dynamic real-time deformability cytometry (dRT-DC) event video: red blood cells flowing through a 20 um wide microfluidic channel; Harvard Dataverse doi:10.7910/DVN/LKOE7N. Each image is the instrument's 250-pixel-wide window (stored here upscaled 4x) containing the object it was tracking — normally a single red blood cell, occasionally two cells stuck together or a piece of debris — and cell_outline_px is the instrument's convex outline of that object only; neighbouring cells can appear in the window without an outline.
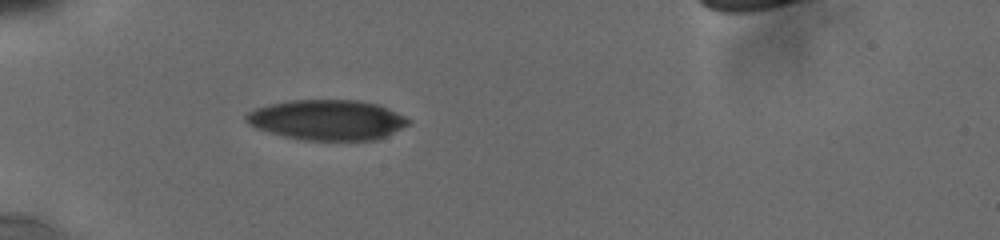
{"species": "human", "species_latin": "Homo sapiens", "temperature_condition": "cold", "stored_images_in_passage": 12, "camera_frame_rate_fps": 3000, "um_per_image_px": 0.085, "donor": {"sex": "male"}, "frame": {"image": 1, "passage_image": 1, "time_ms": 0.0, "image_size_px": [1000, 240], "cell_outline_px": [[412, 120], [408, 124], [376, 140], [304, 140], [284, 136], [256, 128], [248, 124], [244, 120], [244, 116], [248, 112], [256, 108], [268, 104], [288, 100], [360, 100], [376, 104], [388, 108]], "centroid_in_image_um": [27.77, 10.18], "position_along_channel_um": 57.2, "area_um2": 37.97}}
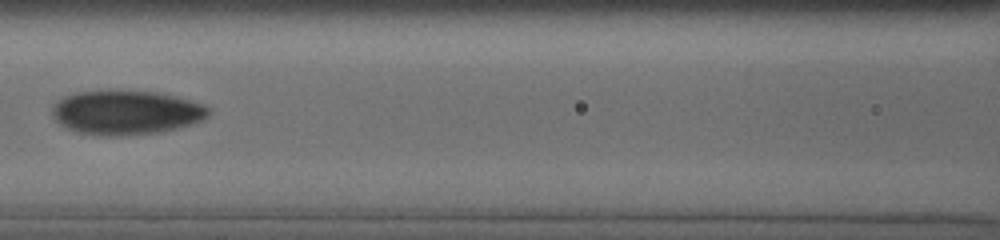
{"frame": {"image": 2, "passage_image": 9, "time_ms": 3.0, "image_size_px": [1000, 240], "cell_outline_px": [[208, 116], [200, 120], [176, 128], [160, 132], [120, 136], [92, 136], [76, 132], [60, 124], [52, 116], [52, 104], [64, 96], [76, 92], [160, 92], [176, 96], [204, 104], [208, 108]], "centroid_in_image_um": [10.67, 9.58], "position_along_channel_um": 155.9, "area_um2": 40.0}}
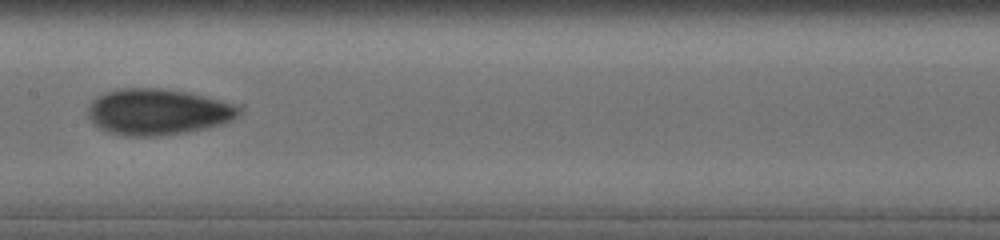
{"frame": {"image": 3, "passage_image": 11, "time_ms": 4.0, "image_size_px": [1000, 240], "cell_outline_px": [[240, 112], [232, 120], [208, 128], [160, 136], [124, 136], [104, 132], [88, 116], [88, 108], [92, 100], [96, 96], [104, 92], [120, 88], [160, 88], [188, 92], [220, 100], [232, 104], [240, 108]], "centroid_in_image_um": [13.36, 9.51], "position_along_channel_um": 194.0, "area_um2": 40.58}}